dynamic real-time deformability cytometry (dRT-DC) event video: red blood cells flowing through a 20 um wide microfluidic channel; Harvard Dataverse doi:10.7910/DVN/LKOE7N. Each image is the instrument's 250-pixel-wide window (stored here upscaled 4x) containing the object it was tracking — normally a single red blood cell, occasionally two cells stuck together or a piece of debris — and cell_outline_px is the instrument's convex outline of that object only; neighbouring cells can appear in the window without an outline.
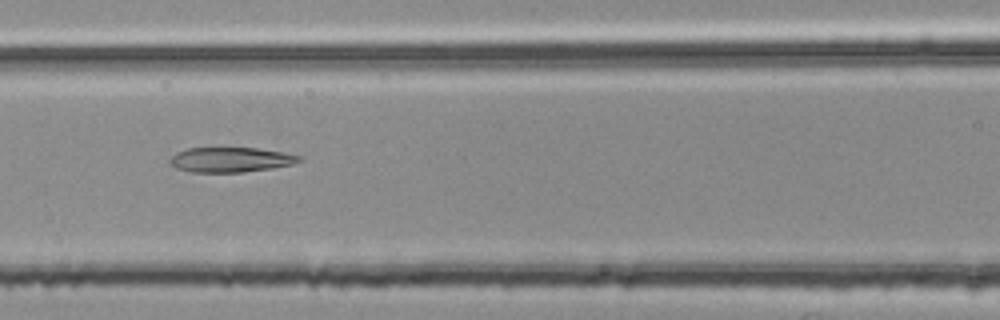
{"species": "common noctule bat (a hibernating species)", "species_latin": "Nyctalus noctula", "temperature_condition": "room temperature", "stored_images_in_passage": 53, "camera_frame_rate_fps": 3000, "um_per_image_px": 0.085, "animal": {"sex": "female", "body_mass_g": 25.1}, "frame": {"image": 1, "passage_image": 23, "time_ms": 7.333, "image_size_px": [1000, 320], "cell_outline_px": [[304, 160], [292, 164], [272, 168], [240, 172], [192, 172], [176, 168], [168, 160], [176, 152], [188, 148], [256, 148], [284, 152], [304, 156]], "centroid_in_image_um": [19.65, 13.57], "position_along_channel_um": 147.0, "area_um2": 18.79}}
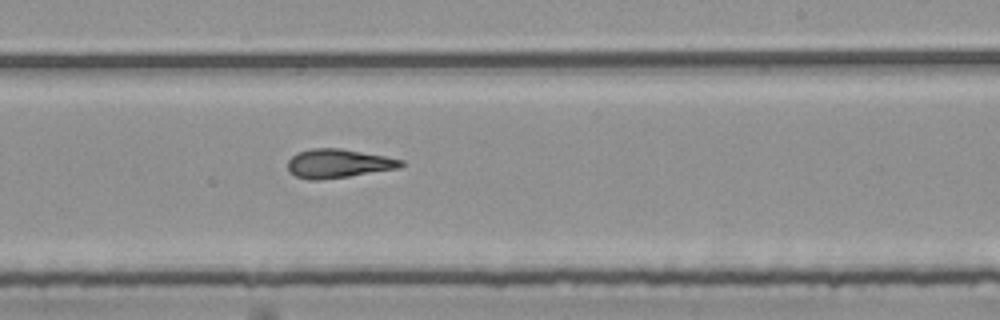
{"frame": {"image": 2, "passage_image": 32, "time_ms": 10.333, "image_size_px": [1000, 320], "cell_outline_px": [[404, 164], [400, 168], [348, 176], [320, 180], [308, 180], [296, 176], [288, 172], [288, 160], [296, 152], [312, 148], [340, 148], [384, 156], [404, 160]], "centroid_in_image_um": [28.72, 13.9], "position_along_channel_um": 260.3, "area_um2": 19.07}}
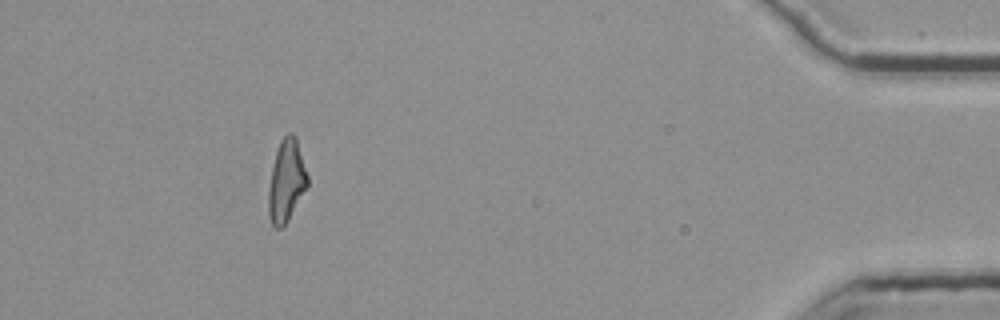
{"frame": {"image": 3, "passage_image": 49, "time_ms": 16.0, "image_size_px": [1000, 320], "cell_outline_px": [[308, 188], [288, 220], [280, 228], [276, 228], [272, 224], [268, 216], [268, 188], [272, 168], [276, 152], [280, 140], [288, 132], [292, 132], [296, 136], [308, 176]], "centroid_in_image_um": [24.35, 15.38], "position_along_channel_um": 410.8, "area_um2": 18.84}, "authors_computed_cell_mechanics": {"area_um2": 19.0162, "velocity_mm_per_s": 3.7878, "shape_relaxation_time_tau1_ms": null, "shape_relaxation_time_tau2_ms": 3.8045, "deformation_change_tau1": null, "deformation_change_tau2": 0.1535}}